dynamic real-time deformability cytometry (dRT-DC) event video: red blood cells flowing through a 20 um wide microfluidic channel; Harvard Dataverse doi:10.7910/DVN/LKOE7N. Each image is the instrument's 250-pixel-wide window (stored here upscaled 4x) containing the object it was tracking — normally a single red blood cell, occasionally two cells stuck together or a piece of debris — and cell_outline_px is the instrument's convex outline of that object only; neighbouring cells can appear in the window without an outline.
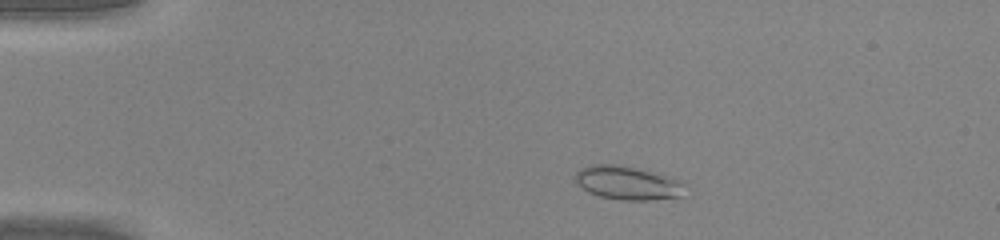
{"species": "common noctule bat (a hibernating species)", "species_latin": "Nyctalus noctula", "temperature_condition": "warm", "stored_images_in_passage": 40, "camera_frame_rate_fps": 3000, "um_per_image_px": 0.085, "animal": {"sex": "male", "body_mass_g": 20.0, "forearm_length_mm": 53.3}, "frame": {"image": 1, "passage_image": 1, "time_ms": 0.0, "image_size_px": [1000, 240], "cell_outline_px": [[688, 184], [684, 196], [648, 200], [624, 200], [600, 196], [588, 192], [576, 184], [572, 180], [576, 172], [580, 168], [588, 164], [616, 164], [656, 172], [680, 180]], "centroid_in_image_um": [53.36, 15.54], "position_along_channel_um": 31.6, "area_um2": 22.02}}
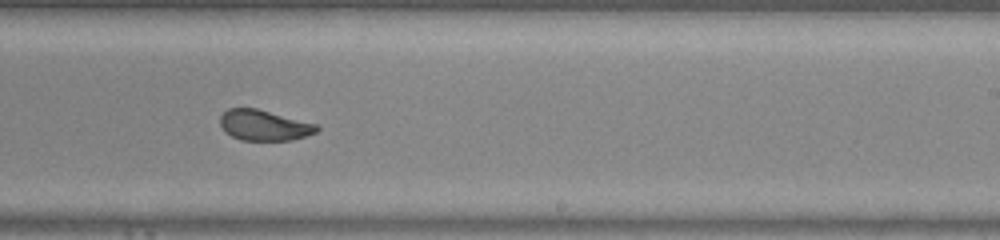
{"frame": {"image": 2, "passage_image": 22, "time_ms": 7.0, "image_size_px": [1000, 240], "cell_outline_px": [[320, 128], [316, 132], [292, 140], [240, 140], [224, 132], [220, 124], [220, 116], [228, 108], [256, 108], [316, 124]], "centroid_in_image_um": [22.41, 10.65], "position_along_channel_um": 266.6, "area_um2": 17.11}}
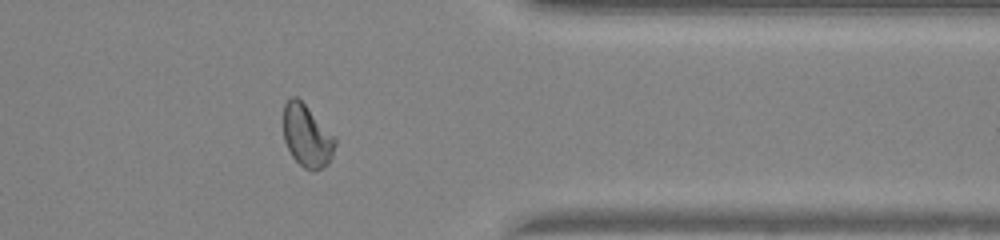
{"frame": {"image": 3, "passage_image": 31, "time_ms": 10.0, "image_size_px": [1000, 240], "cell_outline_px": [[336, 144], [332, 156], [328, 164], [324, 168], [312, 172], [304, 168], [292, 156], [284, 140], [284, 104], [292, 96], [296, 96], [336, 136]], "centroid_in_image_um": [26.12, 11.58], "position_along_channel_um": 385.3, "area_um2": 18.84}, "authors_computed_cell_mechanics": {"area_um2": 19.074, "velocity_mm_per_s": 4.2812, "shape_relaxation_time_tau1_ms": 5.5507, "shape_relaxation_time_tau2_ms": null, "deformation_change_tau1": 0.1462, "deformation_change_tau2": null}}